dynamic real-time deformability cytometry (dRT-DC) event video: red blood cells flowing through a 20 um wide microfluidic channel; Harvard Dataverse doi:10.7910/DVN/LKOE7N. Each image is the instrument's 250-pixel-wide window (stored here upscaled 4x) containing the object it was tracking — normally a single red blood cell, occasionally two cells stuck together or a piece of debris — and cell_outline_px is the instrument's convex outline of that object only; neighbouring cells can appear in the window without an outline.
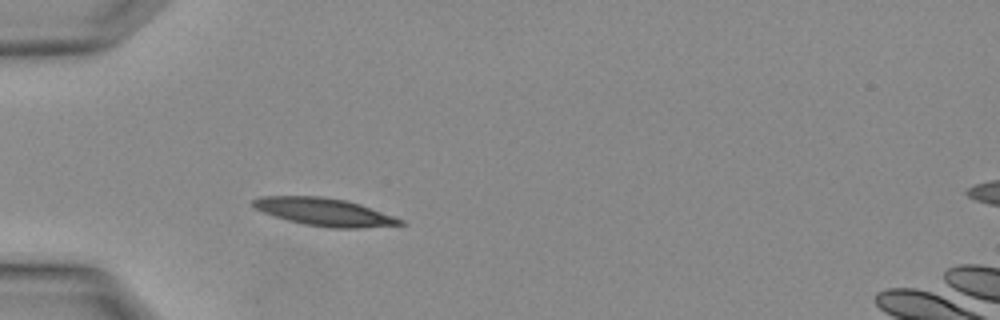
{"species": "Egyptian fruit bat (a non-hibernating species)", "species_latin": "Rousettus aegyptiacus", "temperature_condition": "warm", "stored_images_in_passage": 3, "camera_frame_rate_fps": 3000, "um_per_image_px": 0.085, "animal": {"sex": "female"}, "frame": {"image": 1, "passage_image": 2, "time_ms": 0.333, "image_size_px": [1000, 320], "cell_outline_px": [[408, 224], [360, 228], [332, 228], [304, 224], [288, 220], [264, 212], [256, 208], [252, 204], [252, 200], [260, 196], [320, 196], [344, 200], [360, 204], [404, 220]], "centroid_in_image_um": [27.6, 18.02], "position_along_channel_um": 57.4, "area_um2": 23.52}}